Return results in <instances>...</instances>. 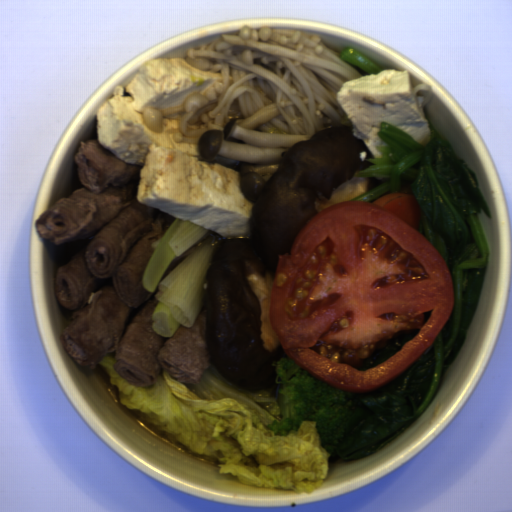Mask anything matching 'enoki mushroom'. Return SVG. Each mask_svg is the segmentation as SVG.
<instances>
[{
  "label": "enoki mushroom",
  "instance_id": "obj_1",
  "mask_svg": "<svg viewBox=\"0 0 512 512\" xmlns=\"http://www.w3.org/2000/svg\"><path fill=\"white\" fill-rule=\"evenodd\" d=\"M192 67L220 77L180 105L145 108L141 118L161 133L165 118L178 121L177 143L196 144L208 131L224 132L230 120L249 129L271 122L290 135H311L343 125L348 116L337 100L348 82L364 77L341 52L318 35L288 29L243 26L238 33L188 48Z\"/></svg>",
  "mask_w": 512,
  "mask_h": 512
}]
</instances>
